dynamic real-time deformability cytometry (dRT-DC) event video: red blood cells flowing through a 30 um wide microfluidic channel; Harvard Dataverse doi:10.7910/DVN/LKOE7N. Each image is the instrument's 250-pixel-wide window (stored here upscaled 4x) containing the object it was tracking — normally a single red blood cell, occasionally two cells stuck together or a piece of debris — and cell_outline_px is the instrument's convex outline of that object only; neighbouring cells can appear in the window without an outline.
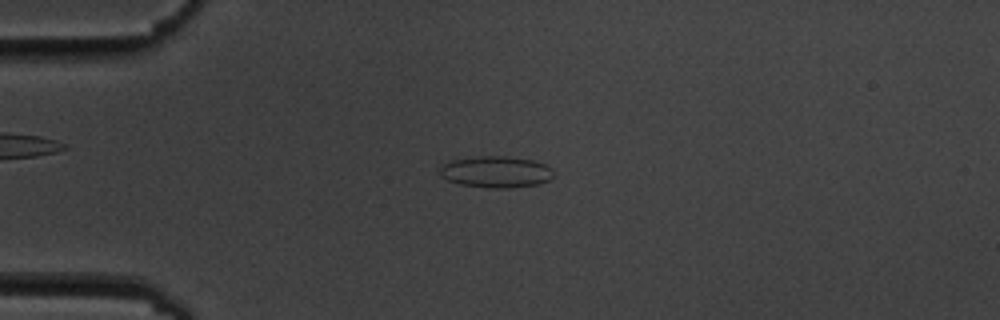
{"species": "common noctule bat (a hibernating species)", "species_latin": "Nyctalus noctula", "temperature_condition": "cold", "stored_images_in_passage": 14, "camera_frame_rate_fps": 3000, "um_per_image_px": 0.085, "animal": {"sex": "male", "body_mass_g": 19.5, "forearm_length_mm": 54.6}, "frame": {"image": 1, "passage_image": 3, "time_ms": 3.0, "image_size_px": [1000, 320], "cell_outline_px": [[556, 172], [548, 180], [536, 184], [508, 188], [488, 188], [460, 184], [448, 180], [440, 176], [440, 168], [444, 164], [452, 160], [480, 156], [508, 156], [532, 160], [544, 164], [552, 168]], "centroid_in_image_um": [42.17, 14.61], "position_along_channel_um": 42.8, "area_um2": 20.81}}
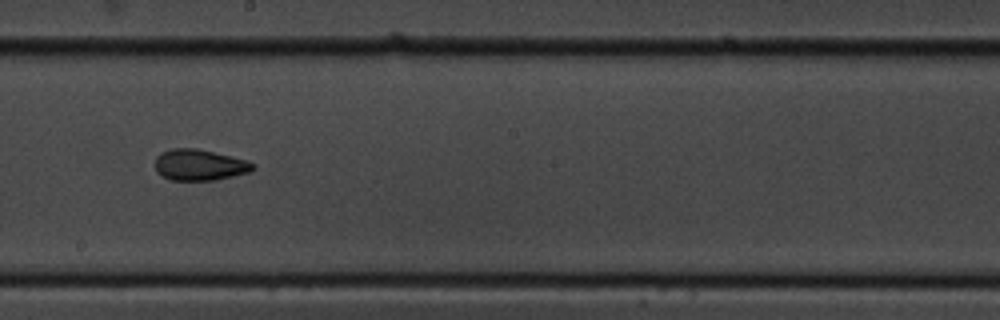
{"frame": {"image": 2, "passage_image": 8, "time_ms": 9.0, "image_size_px": [1000, 320], "cell_outline_px": [[256, 168], [248, 172], [216, 180], [168, 180], [156, 172], [156, 156], [160, 152], [172, 148], [196, 148], [248, 160], [256, 164]], "centroid_in_image_um": [16.95, 14.02], "position_along_channel_um": 231.2, "area_um2": 17.86}}
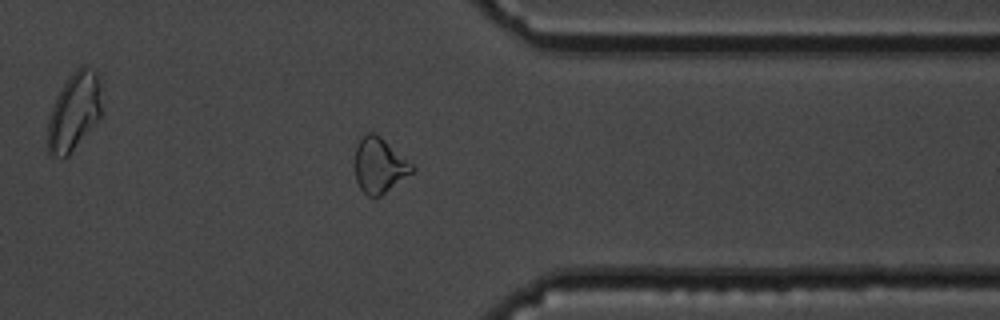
{"frame": {"image": 3, "passage_image": 12, "time_ms": 13.333, "image_size_px": [1000, 320], "cell_outline_px": [[416, 168], [412, 172], [380, 196], [368, 196], [360, 188], [356, 180], [356, 148], [360, 140], [368, 132], [372, 132], [380, 136], [412, 164]], "centroid_in_image_um": [32.24, 14.06], "position_along_channel_um": 379.2, "area_um2": 17.8}, "authors_computed_cell_mechanics": {"area_um2": 17.8313, "velocity_mm_per_s": 3.5469, "shape_relaxation_time_tau1_ms": 5.4831, "shape_relaxation_time_tau2_ms": 1.8562, "deformation_change_tau1": 0.143, "deformation_change_tau2": 0.0878}}